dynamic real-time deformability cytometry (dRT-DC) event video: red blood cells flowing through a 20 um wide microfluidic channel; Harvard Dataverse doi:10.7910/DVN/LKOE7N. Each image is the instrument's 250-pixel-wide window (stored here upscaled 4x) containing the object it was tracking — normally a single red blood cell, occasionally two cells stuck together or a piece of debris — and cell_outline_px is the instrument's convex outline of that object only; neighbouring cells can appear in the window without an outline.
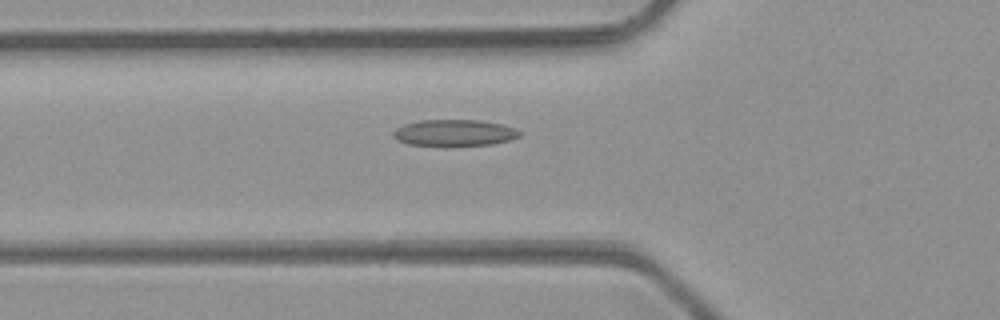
{"species": "common noctule bat (a hibernating species)", "species_latin": "Nyctalus noctula", "temperature_condition": "room temperature", "stored_images_in_passage": 49, "camera_frame_rate_fps": 3000, "um_per_image_px": 0.085, "animal": {"sex": "male", "body_mass_g": 23.1, "forearm_length_mm": 52.7}, "frame": {"image": 1, "passage_image": 18, "time_ms": 5.667, "image_size_px": [1000, 320], "cell_outline_px": [[520, 136], [508, 140], [492, 144], [448, 148], [444, 148], [408, 144], [396, 140], [392, 136], [392, 132], [396, 128], [404, 124], [420, 120], [480, 120], [500, 124], [516, 128], [520, 132]], "centroid_in_image_um": [38.56, 11.33], "position_along_channel_um": 87.2, "area_um2": 20.23}}
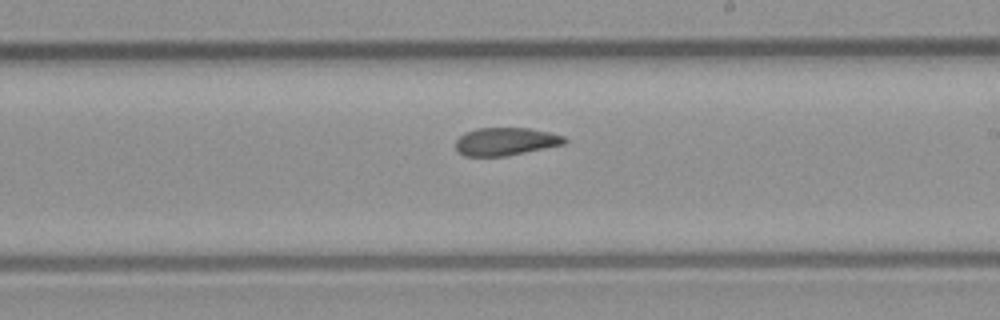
{"frame": {"image": 2, "passage_image": 29, "time_ms": 9.333, "image_size_px": [1000, 320], "cell_outline_px": [[568, 140], [564, 144], [504, 156], [464, 156], [456, 148], [456, 140], [464, 132], [476, 128], [528, 128], [548, 132], [564, 136]], "centroid_in_image_um": [42.96, 12.02], "position_along_channel_um": 246.0, "area_um2": 17.51}}
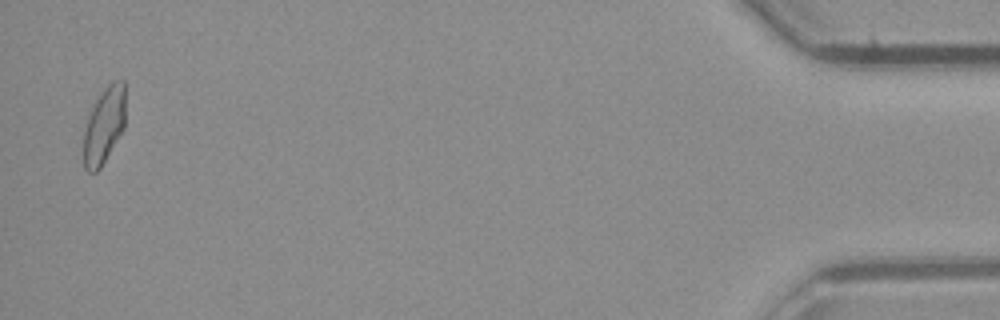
{"frame": {"image": 3, "passage_image": 48, "time_ms": 15.667, "image_size_px": [1000, 320], "cell_outline_px": [[124, 128], [100, 168], [96, 172], [88, 172], [84, 168], [84, 132], [92, 108], [96, 100], [104, 88], [112, 80], [124, 80]], "centroid_in_image_um": [8.85, 10.66], "position_along_channel_um": 426.3, "area_um2": 18.26}, "authors_computed_cell_mechanics": {"area_um2": 18.8428, "velocity_mm_per_s": 4.3101, "shape_relaxation_time_tau1_ms": null, "shape_relaxation_time_tau2_ms": 3.2837, "deformation_change_tau1": null, "deformation_change_tau2": 0.1076}}